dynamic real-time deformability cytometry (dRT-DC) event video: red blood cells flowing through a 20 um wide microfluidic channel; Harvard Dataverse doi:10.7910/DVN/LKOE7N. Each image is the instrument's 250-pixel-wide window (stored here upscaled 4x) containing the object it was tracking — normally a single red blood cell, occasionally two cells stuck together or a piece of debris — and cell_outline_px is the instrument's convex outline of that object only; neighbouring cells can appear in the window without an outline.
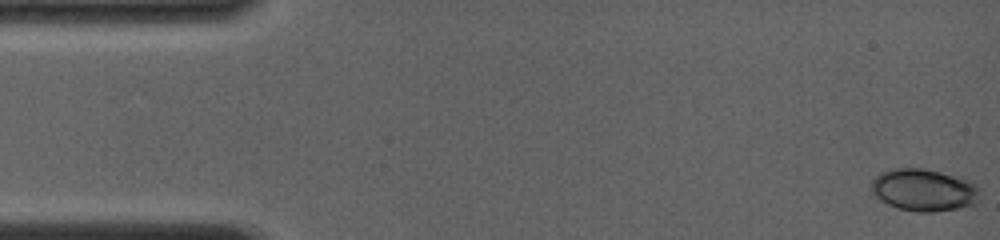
{"species": "common noctule bat (a hibernating species)", "species_latin": "Nyctalus noctula", "temperature_condition": "room temperature", "stored_images_in_passage": 51, "camera_frame_rate_fps": 4000, "um_per_image_px": 0.085, "animal": {"sex": "female", "body_mass_g": 19.0, "forearm_length_mm": 56.7}, "frame": {"image": 1, "passage_image": 1, "time_ms": 0.0, "image_size_px": [1000, 240], "cell_outline_px": [[980, 196], [976, 204], [960, 208], [932, 212], [916, 212], [896, 208], [880, 200], [868, 188], [868, 184], [880, 172], [892, 168], [920, 168], [964, 176], [976, 184], [980, 192]], "centroid_in_image_um": [78.53, 16.14], "position_along_channel_um": 6.5, "area_um2": 27.46}}
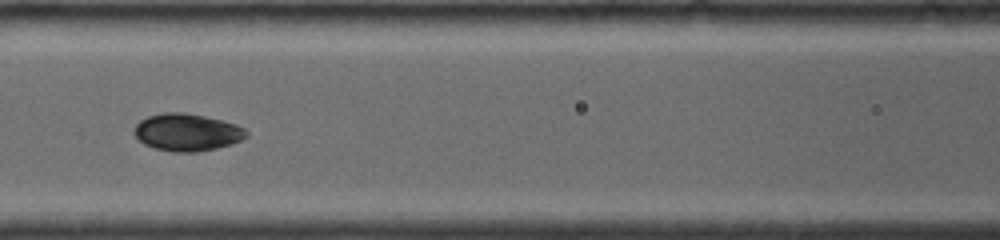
{"frame": {"image": 2, "passage_image": 21, "time_ms": 6.75, "image_size_px": [1000, 240], "cell_outline_px": [[248, 136], [232, 144], [216, 148], [196, 152], [172, 152], [156, 148], [144, 144], [132, 132], [136, 124], [140, 120], [148, 116], [164, 112], [184, 112], [204, 116], [236, 124], [244, 128], [248, 132]], "centroid_in_image_um": [15.89, 11.24], "position_along_channel_um": 150.7, "area_um2": 24.39}}
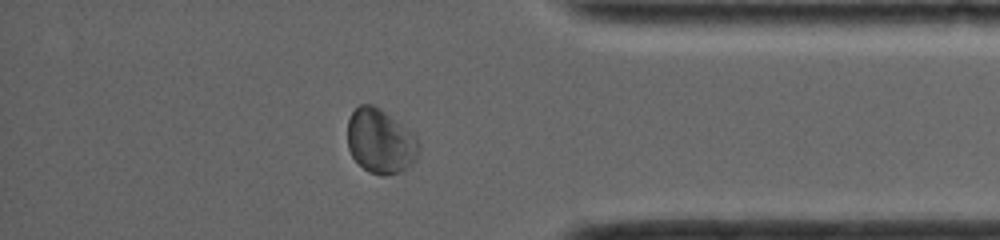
{"frame": {"image": 3, "passage_image": 42, "time_ms": 13.25, "image_size_px": [1000, 240], "cell_outline_px": [[420, 152], [416, 160], [408, 168], [400, 172], [388, 176], [384, 176], [368, 172], [352, 156], [348, 148], [348, 120], [352, 112], [360, 104], [372, 104], [380, 108], [404, 124], [416, 136], [420, 144]], "centroid_in_image_um": [32.38, 12.01], "position_along_channel_um": 402.8, "area_um2": 27.28}, "authors_computed_cell_mechanics": {"area_um2": 24.3338, "velocity_mm_per_s": 4.0207, "shape_relaxation_time_tau1_ms": 2.2657, "shape_relaxation_time_tau2_ms": 1.575, "deformation_change_tau1": 0.0791, "deformation_change_tau2": 0.0455}}